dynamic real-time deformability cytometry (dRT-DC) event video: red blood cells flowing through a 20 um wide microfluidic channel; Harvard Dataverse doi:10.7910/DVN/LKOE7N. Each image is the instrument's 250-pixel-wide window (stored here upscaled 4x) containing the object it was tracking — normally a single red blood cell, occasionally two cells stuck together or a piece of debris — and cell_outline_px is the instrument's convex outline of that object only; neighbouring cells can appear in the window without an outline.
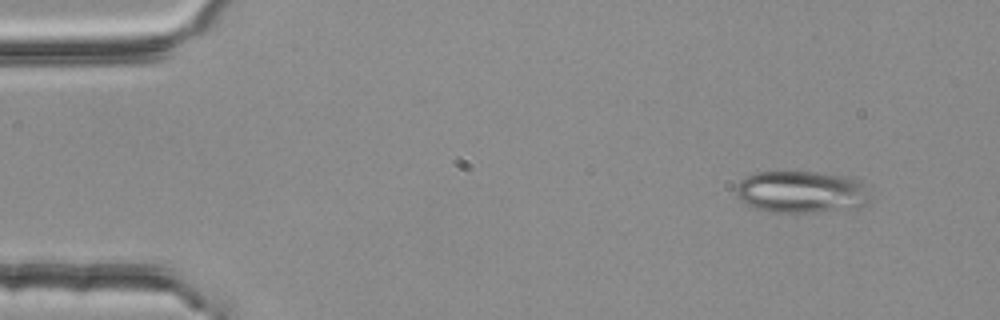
{"species": "common noctule bat (a hibernating species)", "species_latin": "Nyctalus noctula", "temperature_condition": "room temperature", "stored_images_in_passage": 3, "camera_frame_rate_fps": 3000, "um_per_image_px": 0.085, "animal": {"sex": "female", "body_mass_g": 25.1}, "frame": {"image": 1, "passage_image": 1, "time_ms": 0.0, "image_size_px": [1000, 320], "cell_outline_px": [[872, 200], [868, 204], [856, 208], [816, 212], [772, 212], [756, 208], [740, 200], [736, 196], [736, 184], [740, 180], [756, 172], [776, 168], [824, 172], [848, 176], [860, 180], [864, 184]], "centroid_in_image_um": [68.13, 16.26], "position_along_channel_um": 16.9, "area_um2": 34.28}}